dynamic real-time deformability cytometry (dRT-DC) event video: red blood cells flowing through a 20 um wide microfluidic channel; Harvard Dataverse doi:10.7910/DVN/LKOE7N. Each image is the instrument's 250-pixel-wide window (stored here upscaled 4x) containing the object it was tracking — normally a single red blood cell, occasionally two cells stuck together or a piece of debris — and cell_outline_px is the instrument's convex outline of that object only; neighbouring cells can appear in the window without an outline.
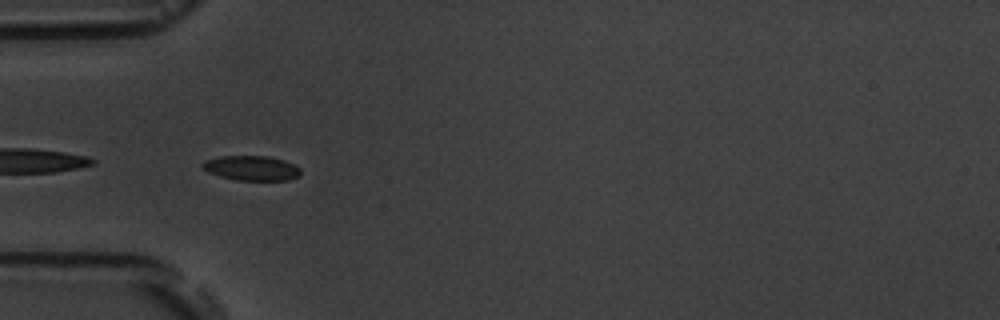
{"species": "common noctule bat (a hibernating species)", "species_latin": "Nyctalus noctula", "temperature_condition": "room temperature", "stored_images_in_passage": 7, "camera_frame_rate_fps": 3000, "um_per_image_px": 0.085, "animal": {"sex": "male", "body_mass_g": 19.5, "forearm_length_mm": 54.6}, "frame": {"image": 1, "passage_image": 6, "time_ms": 5.667, "image_size_px": [1000, 320], "cell_outline_px": [[300, 176], [288, 180], [236, 180], [220, 176], [208, 172], [200, 164], [204, 160], [220, 156], [268, 156], [284, 160], [300, 168]], "centroid_in_image_um": [21.37, 14.28], "position_along_channel_um": 63.6, "area_um2": 14.16}}